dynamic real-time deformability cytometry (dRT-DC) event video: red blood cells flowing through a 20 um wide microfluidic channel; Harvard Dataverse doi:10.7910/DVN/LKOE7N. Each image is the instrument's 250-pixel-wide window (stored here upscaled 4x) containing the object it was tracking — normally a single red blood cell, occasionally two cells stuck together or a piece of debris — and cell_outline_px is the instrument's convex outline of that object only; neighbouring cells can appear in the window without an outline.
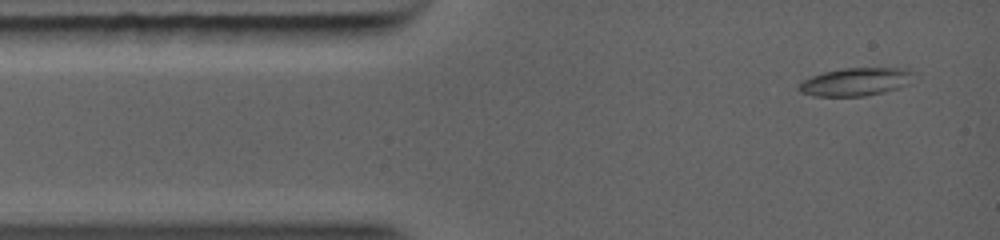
{"species": "common noctule bat (a hibernating species)", "species_latin": "Nyctalus noctula", "temperature_condition": "warm", "stored_images_in_passage": 33, "camera_frame_rate_fps": 5000, "um_per_image_px": 0.085, "animal": {"sex": "female", "body_mass_g": 19.0, "forearm_length_mm": 56.7}, "frame": {"image": 1, "passage_image": 2, "time_ms": 0.4, "image_size_px": [1000, 240], "cell_outline_px": [[920, 76], [912, 84], [864, 96], [816, 96], [800, 92], [796, 88], [796, 84], [800, 80], [824, 72], [844, 68], [900, 68], [916, 72]], "centroid_in_image_um": [72.78, 6.94], "position_along_channel_um": 12.2, "area_um2": 19.19}}
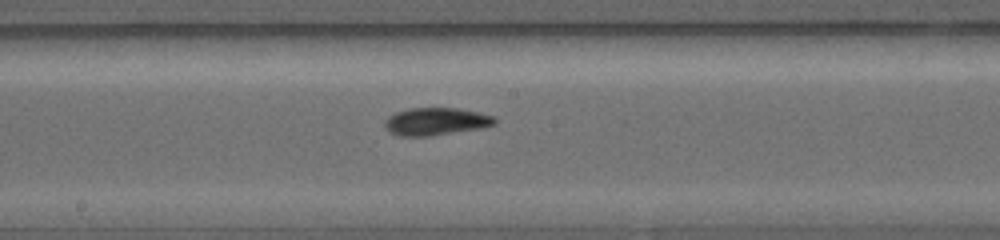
{"frame": {"image": 2, "passage_image": 15, "time_ms": 5.6, "image_size_px": [1000, 240], "cell_outline_px": [[496, 120], [492, 124], [476, 128], [420, 136], [416, 136], [392, 132], [384, 124], [384, 120], [388, 116], [396, 112], [412, 108], [456, 108], [476, 112], [492, 116]], "centroid_in_image_um": [37.0, 10.28], "position_along_channel_um": 211.2, "area_um2": 16.53}}
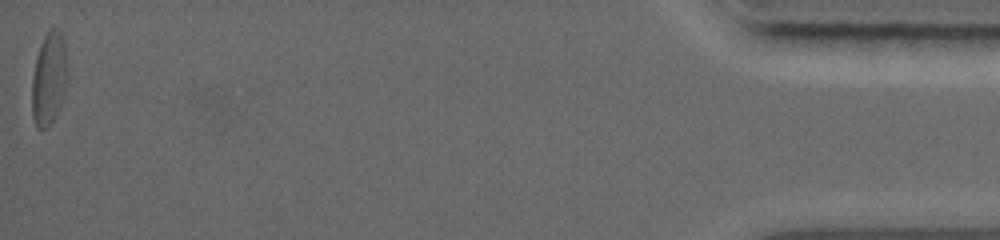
{"frame": {"image": 3, "passage_image": 33, "time_ms": 13.0, "image_size_px": [1000, 240], "cell_outline_px": [[64, 92], [56, 116], [48, 128], [40, 132], [36, 128], [32, 116], [32, 76], [36, 56], [40, 44], [48, 28], [60, 28], [64, 44]], "centroid_in_image_um": [4.09, 6.73], "position_along_channel_um": 431.1, "area_um2": 18.96}}